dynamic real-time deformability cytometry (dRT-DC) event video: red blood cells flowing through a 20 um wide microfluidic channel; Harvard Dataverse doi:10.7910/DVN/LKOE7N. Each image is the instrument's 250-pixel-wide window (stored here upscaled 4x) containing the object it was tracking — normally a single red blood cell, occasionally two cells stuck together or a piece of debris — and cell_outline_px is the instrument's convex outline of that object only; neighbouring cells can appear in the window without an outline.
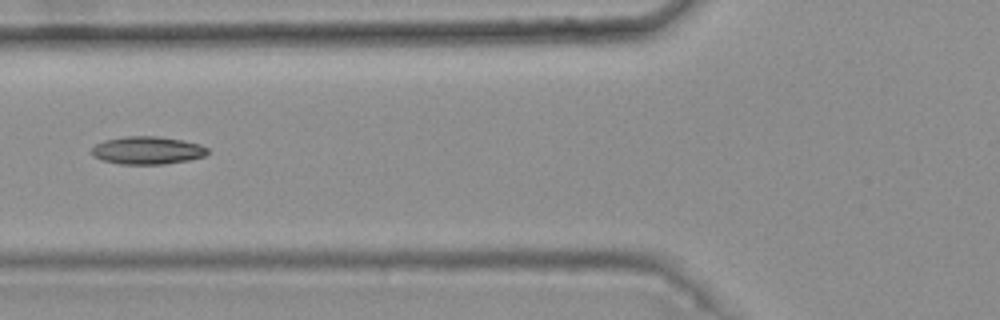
{"species": "common noctule bat (a hibernating species)", "species_latin": "Nyctalus noctula", "temperature_condition": "warm", "stored_images_in_passage": 5, "camera_frame_rate_fps": 3000, "um_per_image_px": 0.085, "animal": {"sex": "female", "body_mass_g": 25.1}, "frame": {"image": 1, "passage_image": 5, "time_ms": 1.333, "image_size_px": [1000, 320], "cell_outline_px": [[208, 152], [204, 156], [188, 160], [164, 164], [120, 164], [100, 160], [92, 156], [92, 148], [96, 144], [104, 140], [124, 136], [156, 136], [184, 140], [200, 144], [208, 148]], "centroid_in_image_um": [12.51, 12.78], "position_along_channel_um": 113.3, "area_um2": 18.9}}